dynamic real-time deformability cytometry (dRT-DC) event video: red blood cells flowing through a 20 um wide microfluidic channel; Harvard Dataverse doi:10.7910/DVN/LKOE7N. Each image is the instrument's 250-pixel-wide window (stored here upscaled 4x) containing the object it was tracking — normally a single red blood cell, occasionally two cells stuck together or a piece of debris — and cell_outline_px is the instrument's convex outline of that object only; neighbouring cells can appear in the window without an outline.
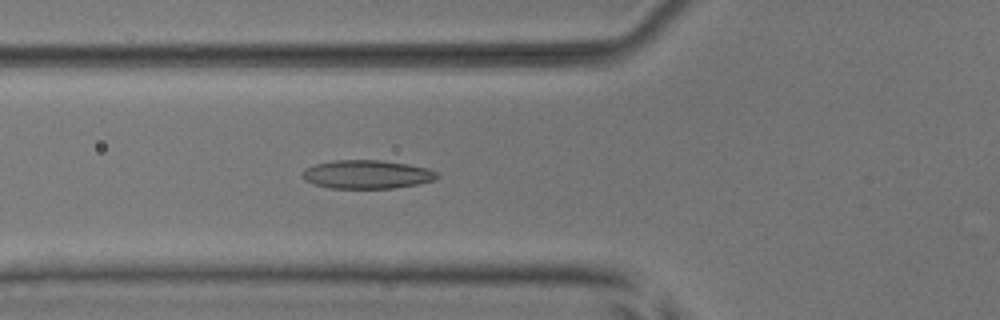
{"species": "common noctule bat (a hibernating species)", "species_latin": "Nyctalus noctula", "temperature_condition": "room temperature", "stored_images_in_passage": 39, "camera_frame_rate_fps": 3000, "um_per_image_px": 0.085, "animal": {"sex": "male", "body_mass_g": 17.9, "forearm_length_mm": 54.2}, "frame": {"image": 1, "passage_image": 20, "time_ms": 6.333, "image_size_px": [1000, 320], "cell_outline_px": [[440, 176], [436, 180], [416, 184], [392, 188], [332, 188], [316, 184], [304, 180], [300, 176], [300, 172], [304, 168], [316, 164], [336, 160], [380, 160], [408, 164], [428, 168], [436, 172]], "centroid_in_image_um": [31.17, 14.82], "position_along_channel_um": 94.6, "area_um2": 22.43}}
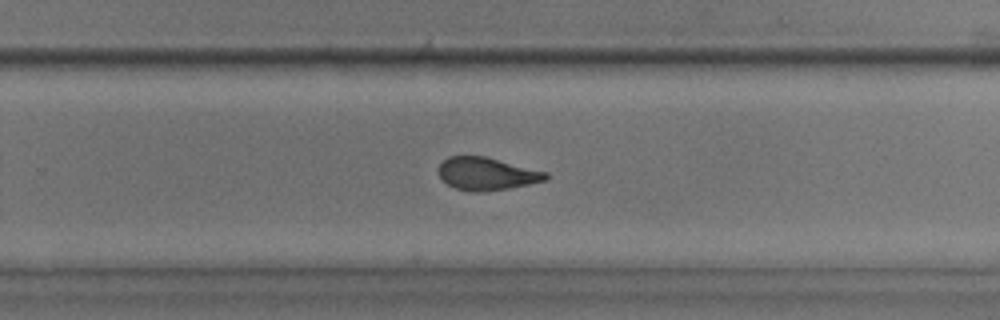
{"frame": {"image": 2, "passage_image": 35, "time_ms": 11.333, "image_size_px": [1000, 320], "cell_outline_px": [[548, 176], [544, 180], [528, 184], [508, 188], [476, 192], [472, 192], [456, 188], [448, 184], [440, 176], [440, 164], [448, 156], [484, 156], [548, 172]], "centroid_in_image_um": [41.37, 14.76], "position_along_channel_um": 288.4, "area_um2": 20.0}}
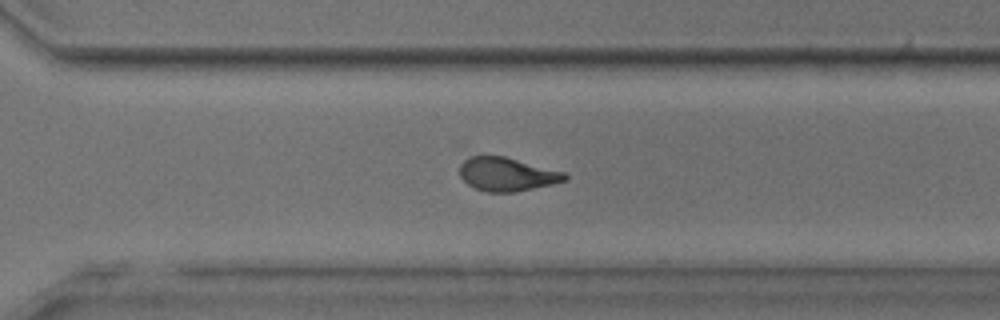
{"frame": {"image": 3, "passage_image": 38, "time_ms": 12.333, "image_size_px": [1000, 320], "cell_outline_px": [[568, 176], [564, 180], [552, 184], [512, 192], [488, 192], [476, 188], [468, 184], [460, 176], [460, 164], [464, 160], [472, 156], [504, 156], [564, 172]], "centroid_in_image_um": [43.06, 14.8], "position_along_channel_um": 327.5, "area_um2": 20.17}}